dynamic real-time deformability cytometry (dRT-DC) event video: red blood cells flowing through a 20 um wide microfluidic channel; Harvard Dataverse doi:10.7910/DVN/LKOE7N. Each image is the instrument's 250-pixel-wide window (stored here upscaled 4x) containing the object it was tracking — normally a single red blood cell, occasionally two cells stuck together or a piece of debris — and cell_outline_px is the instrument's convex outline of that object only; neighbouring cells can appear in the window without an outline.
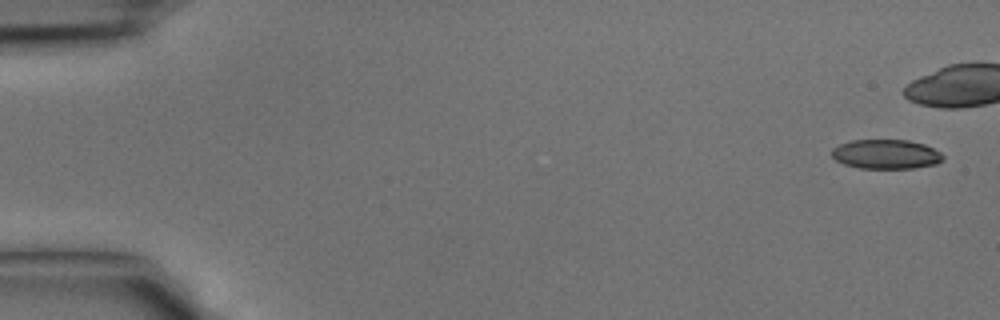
{"species": "common noctule bat (a hibernating species)", "species_latin": "Nyctalus noctula", "temperature_condition": "cold", "stored_images_in_passage": 34, "camera_frame_rate_fps": 3000, "um_per_image_px": 0.085, "animal": {"sex": "male", "body_mass_g": 15.6}, "frame": {"image": 1, "passage_image": 1, "time_ms": 0.0, "image_size_px": [1000, 320], "cell_outline_px": [[944, 156], [936, 164], [912, 168], [860, 168], [844, 164], [836, 160], [832, 156], [832, 148], [840, 144], [852, 140], [908, 140], [924, 144], [940, 152]], "centroid_in_image_um": [75.29, 13.1], "position_along_channel_um": 9.7, "area_um2": 18.9}}
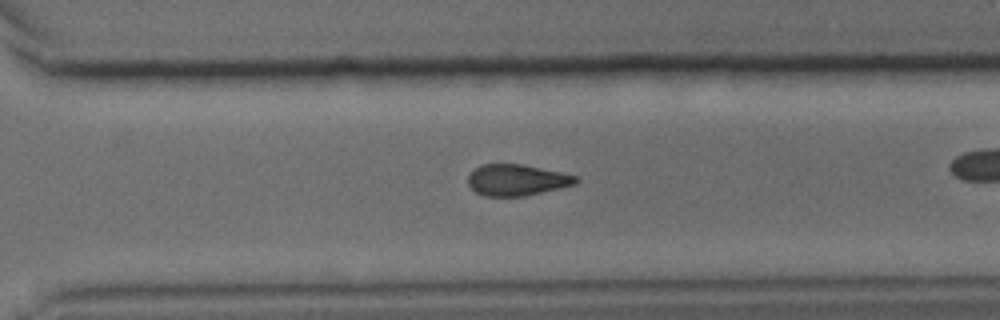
{"frame": {"image": 2, "passage_image": 29, "time_ms": 9.333, "image_size_px": [1000, 320], "cell_outline_px": [[580, 180], [576, 184], [524, 196], [484, 196], [476, 192], [468, 184], [468, 176], [480, 164], [520, 164], [560, 172], [576, 176]], "centroid_in_image_um": [43.91, 15.3], "position_along_channel_um": 326.7, "area_um2": 19.42}}